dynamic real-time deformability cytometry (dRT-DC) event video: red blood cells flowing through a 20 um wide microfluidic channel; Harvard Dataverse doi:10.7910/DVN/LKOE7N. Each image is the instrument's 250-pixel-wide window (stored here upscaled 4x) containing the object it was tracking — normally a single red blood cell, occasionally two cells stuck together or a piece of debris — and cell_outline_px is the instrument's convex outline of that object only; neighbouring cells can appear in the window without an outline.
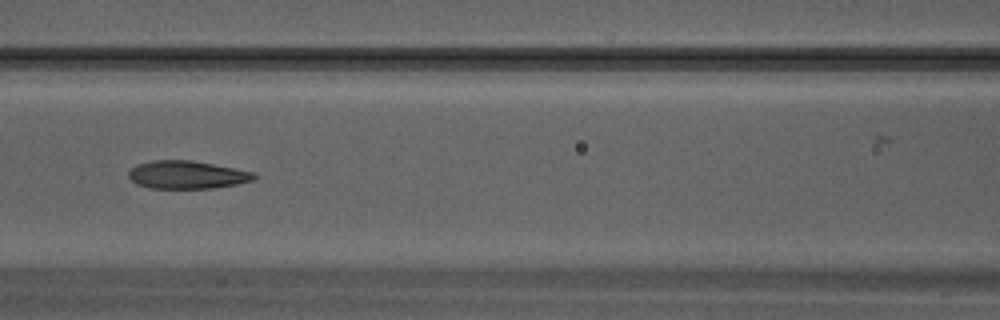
{"species": "Egyptian fruit bat (a non-hibernating species)", "species_latin": "Rousettus aegyptiacus", "temperature_condition": "warm", "stored_images_in_passage": 25, "camera_frame_rate_fps": 3000, "um_per_image_px": 0.085, "animal": {"sex": "male"}, "frame": {"image": 1, "passage_image": 8, "time_ms": 2.333, "image_size_px": [1000, 320], "cell_outline_px": [[256, 176], [252, 180], [236, 184], [212, 188], [152, 188], [136, 184], [128, 176], [128, 172], [136, 164], [152, 160], [192, 160], [256, 172]], "centroid_in_image_um": [15.88, 14.85], "position_along_channel_um": 150.7, "area_um2": 20.4}}
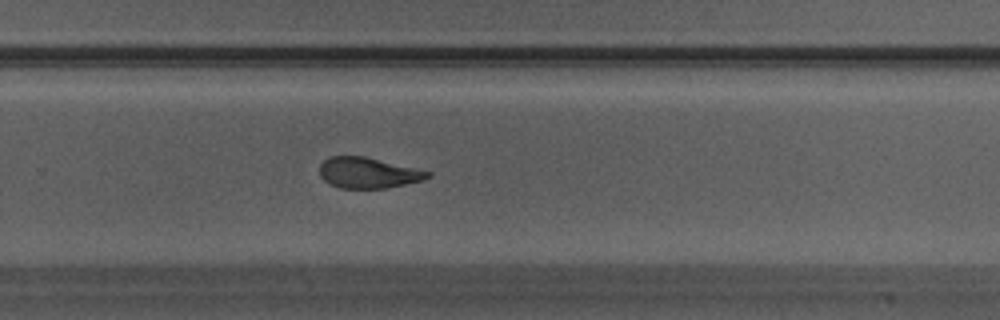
{"frame": {"image": 2, "passage_image": 15, "time_ms": 4.667, "image_size_px": [1000, 320], "cell_outline_px": [[432, 176], [424, 180], [384, 188], [340, 188], [324, 180], [320, 176], [320, 164], [328, 156], [364, 156], [432, 172]], "centroid_in_image_um": [31.29, 14.68], "position_along_channel_um": 298.5, "area_um2": 19.25}}
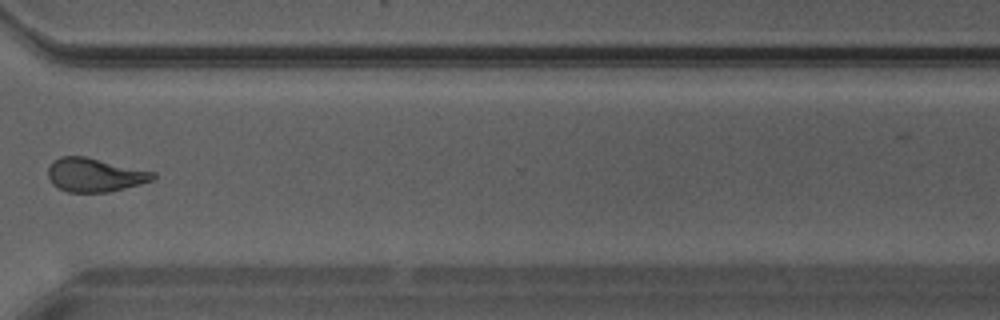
{"frame": {"image": 3, "passage_image": 18, "time_ms": 5.667, "image_size_px": [1000, 320], "cell_outline_px": [[156, 176], [152, 180], [140, 184], [108, 192], [68, 192], [52, 184], [48, 176], [48, 168], [60, 156], [84, 156], [156, 172]], "centroid_in_image_um": [8.07, 14.87], "position_along_channel_um": 362.5, "area_um2": 20.4}}